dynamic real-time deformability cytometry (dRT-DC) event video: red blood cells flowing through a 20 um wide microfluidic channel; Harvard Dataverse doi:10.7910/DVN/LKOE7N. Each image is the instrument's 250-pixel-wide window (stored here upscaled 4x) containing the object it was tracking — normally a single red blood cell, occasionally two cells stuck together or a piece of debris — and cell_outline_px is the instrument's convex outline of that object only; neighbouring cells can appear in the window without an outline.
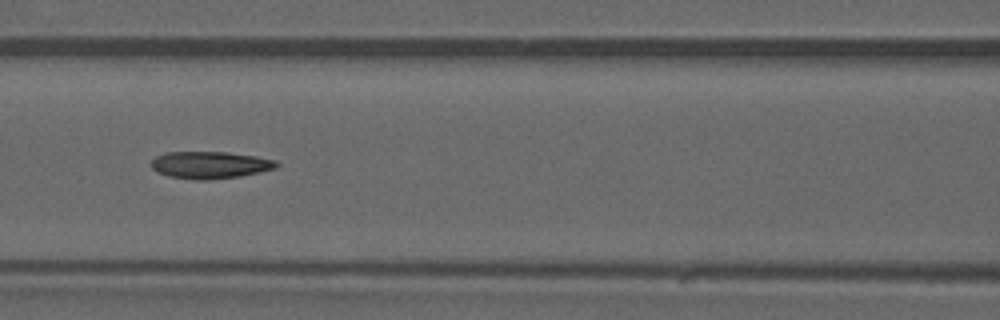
{"species": "common noctule bat (a hibernating species)", "species_latin": "Nyctalus noctula", "temperature_condition": "warm", "stored_images_in_passage": 45, "camera_frame_rate_fps": 3000, "um_per_image_px": 0.085, "animal": {"sex": "male", "forearm_length_mm": 52.5}, "frame": {"image": 1, "passage_image": 20, "time_ms": 6.333, "image_size_px": [1000, 320], "cell_outline_px": [[280, 164], [276, 168], [260, 172], [240, 176], [208, 180], [196, 180], [168, 176], [156, 172], [148, 164], [156, 156], [164, 152], [228, 152], [256, 156], [276, 160]], "centroid_in_image_um": [17.83, 14.02], "position_along_channel_um": 148.8, "area_um2": 20.06}}